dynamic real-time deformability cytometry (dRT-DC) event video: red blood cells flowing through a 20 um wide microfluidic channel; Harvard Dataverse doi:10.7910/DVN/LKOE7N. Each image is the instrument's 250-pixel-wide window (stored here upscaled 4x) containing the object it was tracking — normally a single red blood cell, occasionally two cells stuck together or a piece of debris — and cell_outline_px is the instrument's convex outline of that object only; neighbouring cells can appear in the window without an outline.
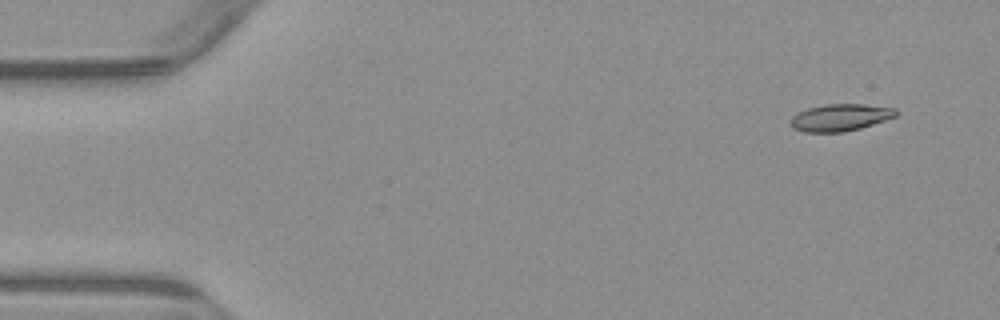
{"species": "common noctule bat (a hibernating species)", "species_latin": "Nyctalus noctula", "temperature_condition": "warm", "stored_images_in_passage": 4, "camera_frame_rate_fps": 3000, "um_per_image_px": 0.085, "animal": {"sex": "male", "body_mass_g": 23.1, "forearm_length_mm": 52.7}, "frame": {"image": 1, "passage_image": 1, "time_ms": 0.0, "image_size_px": [1000, 320], "cell_outline_px": [[900, 112], [896, 116], [860, 128], [844, 132], [804, 132], [792, 128], [788, 120], [792, 116], [808, 108], [824, 104], [864, 104], [896, 108]], "centroid_in_image_um": [71.41, 9.98], "position_along_channel_um": 13.6, "area_um2": 16.7}}
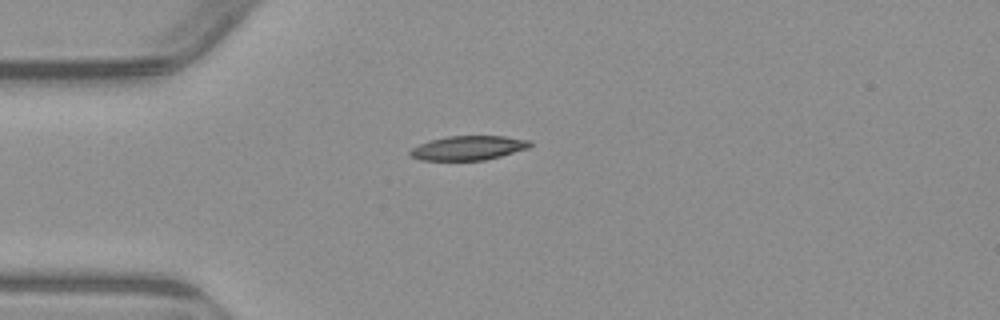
{"frame": {"image": 2, "passage_image": 4, "time_ms": 3.333, "image_size_px": [1000, 320], "cell_outline_px": [[532, 144], [528, 148], [500, 156], [484, 160], [420, 160], [412, 156], [408, 152], [412, 148], [420, 144], [432, 140], [448, 136], [504, 136], [532, 140]], "centroid_in_image_um": [39.83, 12.57], "position_along_channel_um": 45.2, "area_um2": 16.82}}